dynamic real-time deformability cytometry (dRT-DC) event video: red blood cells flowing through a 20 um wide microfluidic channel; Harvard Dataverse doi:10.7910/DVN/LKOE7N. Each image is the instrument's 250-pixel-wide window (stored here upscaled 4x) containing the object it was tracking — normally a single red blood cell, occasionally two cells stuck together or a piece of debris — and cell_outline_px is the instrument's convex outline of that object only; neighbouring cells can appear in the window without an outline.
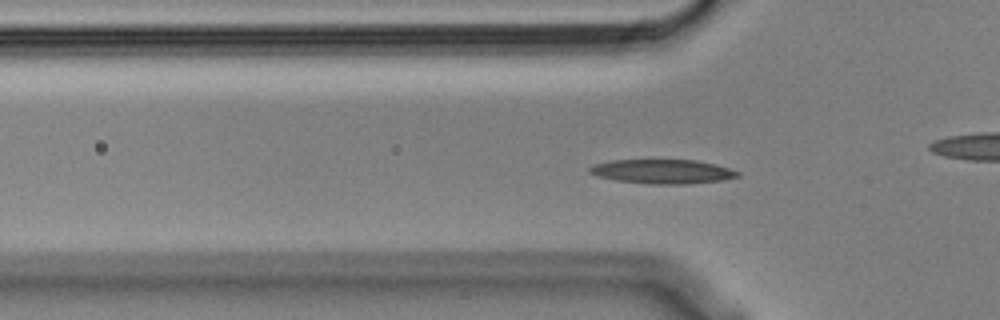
{"species": "Egyptian fruit bat (a non-hibernating species)", "species_latin": "Rousettus aegyptiacus", "temperature_condition": "cold", "stored_images_in_passage": 52, "camera_frame_rate_fps": 3000, "um_per_image_px": 0.085, "animal": {"sex": "male"}, "frame": {"image": 1, "passage_image": 13, "time_ms": 4.0, "image_size_px": [1000, 320], "cell_outline_px": [[740, 176], [724, 180], [688, 184], [648, 184], [616, 180], [596, 176], [588, 172], [588, 168], [592, 164], [608, 160], [696, 160], [716, 164], [740, 172]], "centroid_in_image_um": [56.28, 14.58], "position_along_channel_um": 69.5, "area_um2": 21.15}}
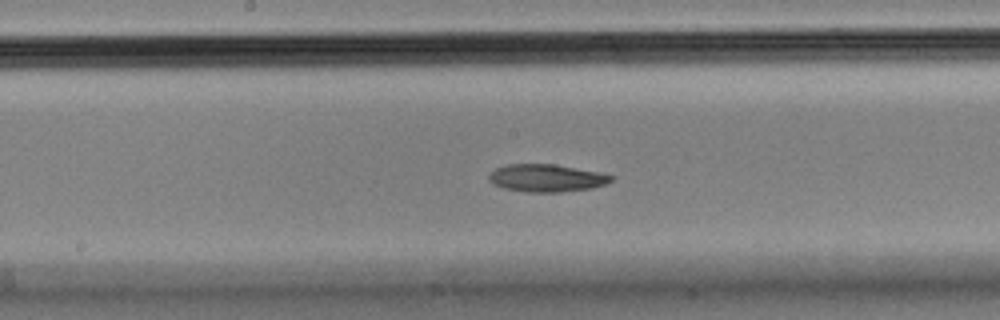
{"frame": {"image": 2, "passage_image": 24, "time_ms": 7.667, "image_size_px": [1000, 320], "cell_outline_px": [[616, 176], [608, 184], [592, 188], [560, 192], [528, 192], [504, 188], [492, 184], [488, 180], [488, 176], [496, 168], [508, 164], [556, 164], [600, 172]], "centroid_in_image_um": [46.49, 15.13], "position_along_channel_um": 201.7, "area_um2": 19.83}}
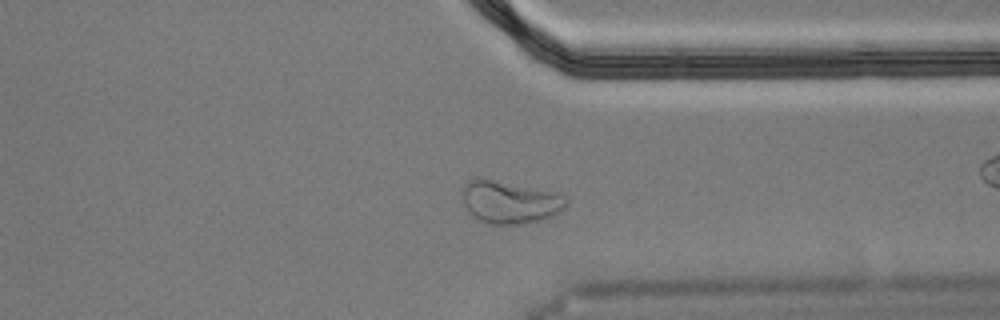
{"frame": {"image": 3, "passage_image": 38, "time_ms": 12.333, "image_size_px": [1000, 320], "cell_outline_px": [[568, 204], [560, 212], [552, 216], [520, 224], [488, 224], [472, 216], [468, 212], [460, 196], [464, 184], [468, 180], [480, 176], [552, 192], [564, 196], [568, 200]], "centroid_in_image_um": [43.26, 17.15], "position_along_channel_um": 368.1, "area_um2": 26.01}, "authors_computed_cell_mechanics": {"area_um2": 20.1433, "velocity_mm_per_s": 3.5864, "shape_relaxation_time_tau1_ms": 6.6097, "shape_relaxation_time_tau2_ms": 8.9924, "deformation_change_tau1": 0.1729, "deformation_change_tau2": 0.125}}